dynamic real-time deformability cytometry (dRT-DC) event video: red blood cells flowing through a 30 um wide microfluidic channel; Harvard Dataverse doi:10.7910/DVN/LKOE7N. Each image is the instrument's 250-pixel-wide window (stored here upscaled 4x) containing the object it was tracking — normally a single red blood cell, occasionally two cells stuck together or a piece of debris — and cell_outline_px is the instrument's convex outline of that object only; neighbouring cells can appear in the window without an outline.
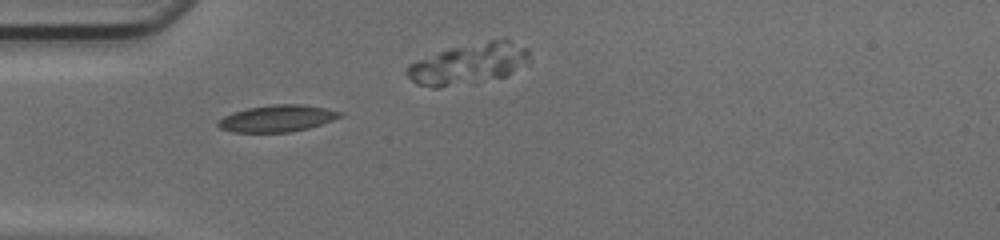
{"species": "common noctule bat (a hibernating species)", "species_latin": "Nyctalus noctula", "temperature_condition": "cold", "stored_images_in_passage": 24, "camera_frame_rate_fps": 3000, "um_per_image_px": 0.085, "animal": {"sex": "female", "body_mass_g": 17.0, "forearm_length_mm": 48.0}, "frame": {"image": 1, "passage_image": 1, "time_ms": 0.0, "image_size_px": [1000, 240], "cell_outline_px": [[344, 116], [308, 128], [292, 132], [232, 132], [220, 128], [216, 124], [224, 116], [232, 112], [248, 108], [272, 104], [300, 104], [324, 108], [344, 112]], "centroid_in_image_um": [23.57, 10.06], "position_along_channel_um": 61.4, "area_um2": 18.96}}
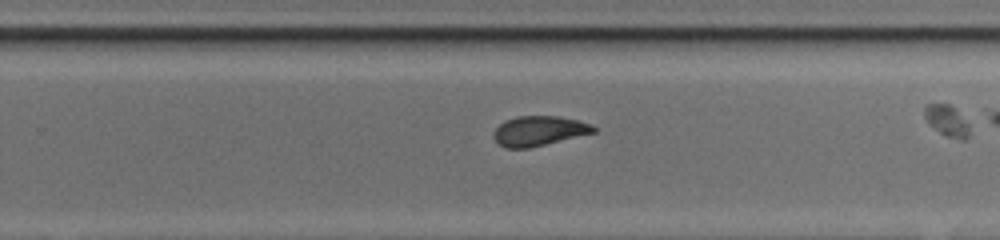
{"frame": {"image": 2, "passage_image": 17, "time_ms": 5.333, "image_size_px": [1000, 240], "cell_outline_px": [[596, 132], [528, 148], [504, 148], [492, 136], [492, 132], [504, 120], [516, 116], [560, 116], [580, 120], [592, 124], [596, 128]], "centroid_in_image_um": [45.81, 11.11], "position_along_channel_um": 284.0, "area_um2": 17.46}}